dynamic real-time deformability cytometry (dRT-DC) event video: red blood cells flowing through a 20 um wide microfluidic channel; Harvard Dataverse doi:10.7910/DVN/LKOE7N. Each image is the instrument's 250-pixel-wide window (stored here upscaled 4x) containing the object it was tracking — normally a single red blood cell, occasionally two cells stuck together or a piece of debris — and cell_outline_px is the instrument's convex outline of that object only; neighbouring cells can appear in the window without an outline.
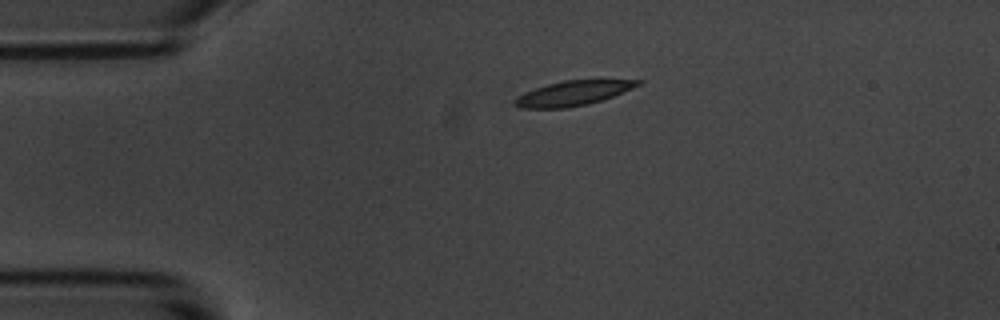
{"species": "common noctule bat (a hibernating species)", "species_latin": "Nyctalus noctula", "temperature_condition": "room temperature", "stored_images_in_passage": 46, "camera_frame_rate_fps": 3000, "um_per_image_px": 0.085, "animal": {"sex": "male", "body_mass_g": 20.1, "forearm_length_mm": 53.5}, "frame": {"image": 1, "passage_image": 1, "time_ms": 0.0, "image_size_px": [1000, 320], "cell_outline_px": [[644, 80], [640, 84], [632, 88], [612, 96], [588, 104], [568, 108], [520, 108], [512, 104], [512, 100], [516, 96], [536, 88], [548, 84], [564, 80]], "centroid_in_image_um": [48.63, 7.93], "position_along_channel_um": 36.4, "area_um2": 17.57}}
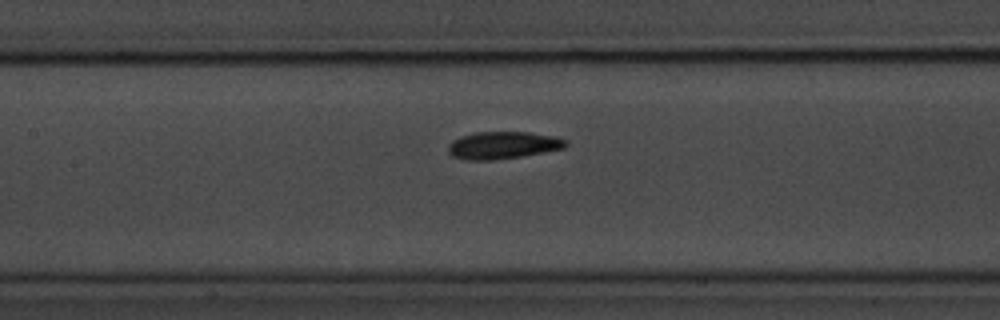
{"frame": {"image": 2, "passage_image": 15, "time_ms": 4.667, "image_size_px": [1000, 320], "cell_outline_px": [[568, 144], [564, 148], [544, 152], [520, 156], [492, 160], [464, 160], [452, 156], [448, 152], [448, 144], [452, 140], [460, 136], [476, 132], [528, 132], [556, 136], [568, 140]], "centroid_in_image_um": [42.74, 12.34], "position_along_channel_um": 164.7, "area_um2": 18.84}}
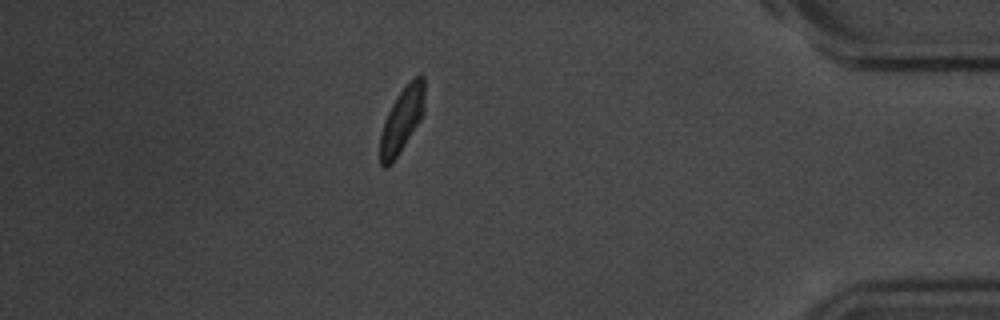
{"frame": {"image": 3, "passage_image": 39, "time_ms": 12.667, "image_size_px": [1000, 320], "cell_outline_px": [[424, 112], [420, 120], [392, 164], [388, 168], [384, 168], [380, 164], [380, 132], [384, 120], [396, 96], [420, 72], [424, 76]], "centroid_in_image_um": [34.15, 10.22], "position_along_channel_um": 401.1, "area_um2": 16.82}, "authors_computed_cell_mechanics": {"area_um2": 18.0047, "velocity_mm_per_s": 3.4712, "shape_relaxation_time_tau1_ms": 3.3751, "shape_relaxation_time_tau2_ms": 5.0252, "deformation_change_tau1": 0.1704, "deformation_change_tau2": 0.1087}}